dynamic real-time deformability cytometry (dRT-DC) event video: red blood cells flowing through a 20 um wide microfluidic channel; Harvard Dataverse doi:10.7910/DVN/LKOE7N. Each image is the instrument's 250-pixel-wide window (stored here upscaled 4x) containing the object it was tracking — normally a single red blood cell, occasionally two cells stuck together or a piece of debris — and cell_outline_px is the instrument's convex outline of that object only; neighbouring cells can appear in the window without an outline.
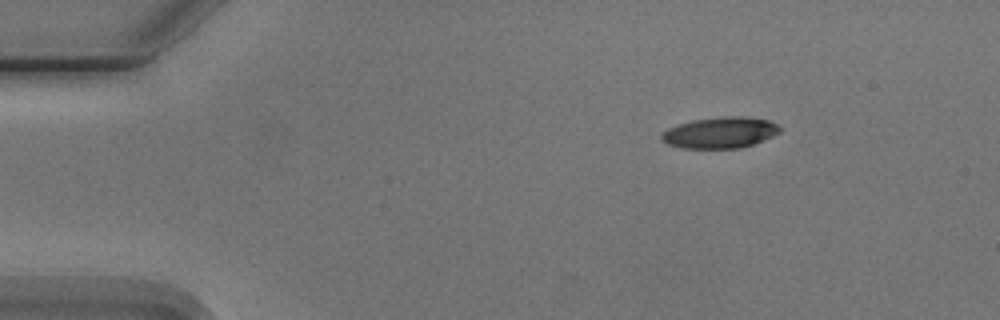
{"species": "Egyptian fruit bat (a non-hibernating species)", "species_latin": "Rousettus aegyptiacus", "temperature_condition": "cold", "stored_images_in_passage": 8, "camera_frame_rate_fps": 3000, "um_per_image_px": 0.085, "animal": {"sex": "male"}, "frame": {"image": 1, "passage_image": 1, "time_ms": 0.0, "image_size_px": [1000, 320], "cell_outline_px": [[780, 132], [772, 136], [752, 144], [740, 148], [680, 148], [668, 144], [660, 140], [660, 136], [668, 128], [676, 124], [692, 120], [724, 116], [744, 116], [768, 120], [776, 124], [780, 128]], "centroid_in_image_um": [61.17, 11.27], "position_along_channel_um": 23.8, "area_um2": 21.44}}
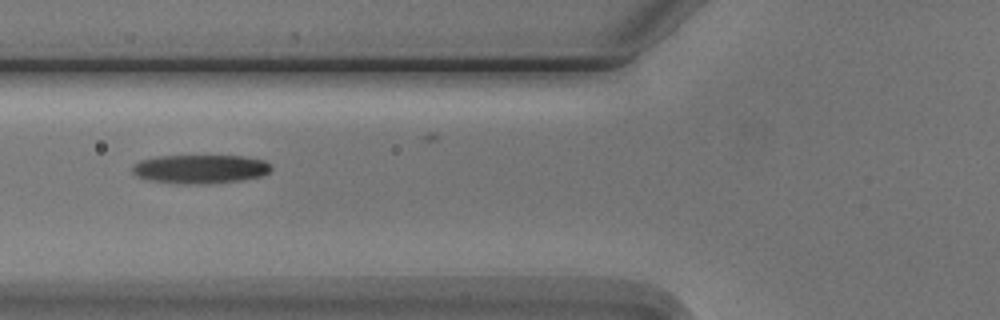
{"frame": {"image": 2, "passage_image": 5, "time_ms": 4.333, "image_size_px": [1000, 320], "cell_outline_px": [[272, 168], [264, 176], [240, 180], [204, 184], [184, 184], [148, 180], [136, 176], [132, 172], [132, 164], [140, 160], [160, 156], [244, 156], [264, 160], [272, 164]], "centroid_in_image_um": [17.03, 14.37], "position_along_channel_um": 108.8, "area_um2": 23.47}}
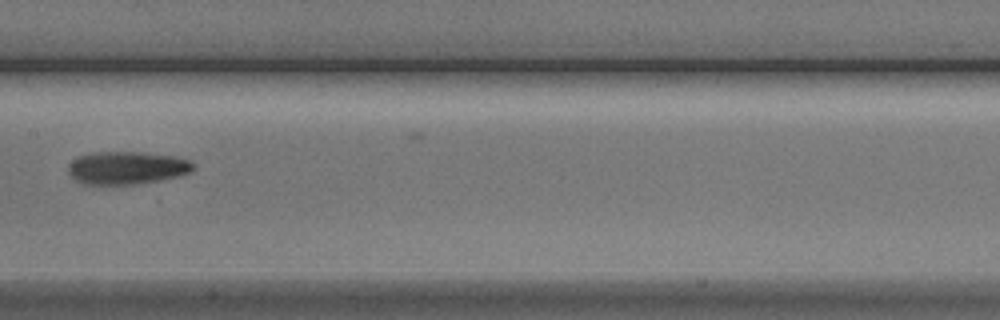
{"frame": {"image": 3, "passage_image": 7, "time_ms": 6.667, "image_size_px": [1000, 320], "cell_outline_px": [[196, 168], [192, 172], [180, 176], [160, 180], [132, 184], [88, 184], [76, 180], [68, 172], [68, 164], [72, 160], [88, 152], [140, 152], [176, 156], [192, 160], [196, 164]], "centroid_in_image_um": [10.85, 14.25], "position_along_channel_um": 196.5, "area_um2": 24.16}}